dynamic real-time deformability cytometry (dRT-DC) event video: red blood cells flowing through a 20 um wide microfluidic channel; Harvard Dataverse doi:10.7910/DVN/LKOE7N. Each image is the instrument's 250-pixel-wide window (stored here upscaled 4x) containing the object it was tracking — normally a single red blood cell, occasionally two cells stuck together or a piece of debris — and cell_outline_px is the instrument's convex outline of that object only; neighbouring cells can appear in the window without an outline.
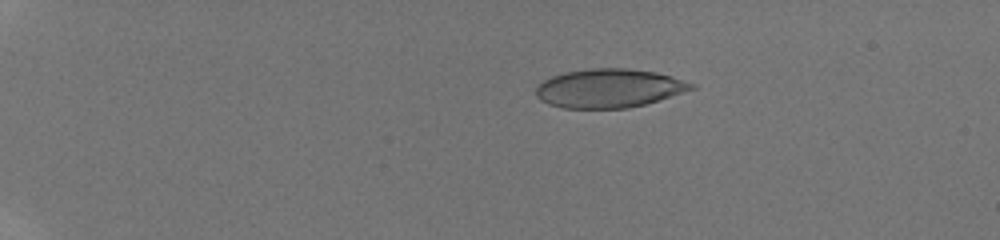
{"species": "human", "species_latin": "Homo sapiens", "temperature_condition": "room temperature", "stored_images_in_passage": 10, "camera_frame_rate_fps": 3000, "um_per_image_px": 0.085, "donor": {"sex": "male"}, "frame": {"image": 1, "passage_image": 5, "time_ms": 3.667, "image_size_px": [1000, 240], "cell_outline_px": [[696, 88], [644, 104], [628, 108], [564, 108], [548, 104], [540, 100], [536, 96], [536, 88], [544, 80], [552, 76], [564, 72], [592, 68], [628, 68], [656, 72], [672, 76], [696, 84]], "centroid_in_image_um": [51.76, 7.49], "position_along_channel_um": 33.2, "area_um2": 35.03}}
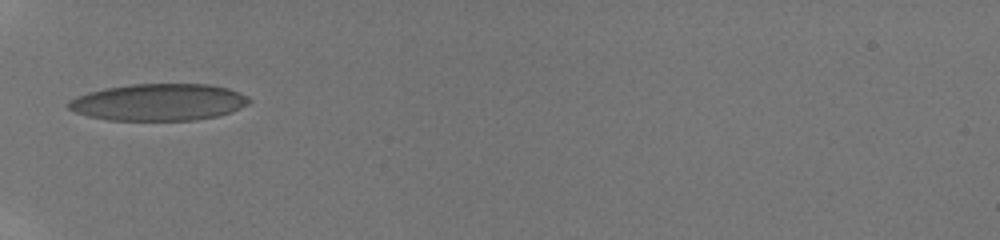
{"frame": {"image": 2, "passage_image": 9, "time_ms": 7.0, "image_size_px": [1000, 240], "cell_outline_px": [[252, 100], [248, 104], [232, 112], [216, 116], [196, 120], [108, 120], [88, 116], [76, 112], [68, 108], [68, 100], [76, 96], [88, 92], [104, 88], [132, 84], [208, 84], [228, 88], [248, 96]], "centroid_in_image_um": [13.49, 8.68], "position_along_channel_um": 71.5, "area_um2": 38.96}}